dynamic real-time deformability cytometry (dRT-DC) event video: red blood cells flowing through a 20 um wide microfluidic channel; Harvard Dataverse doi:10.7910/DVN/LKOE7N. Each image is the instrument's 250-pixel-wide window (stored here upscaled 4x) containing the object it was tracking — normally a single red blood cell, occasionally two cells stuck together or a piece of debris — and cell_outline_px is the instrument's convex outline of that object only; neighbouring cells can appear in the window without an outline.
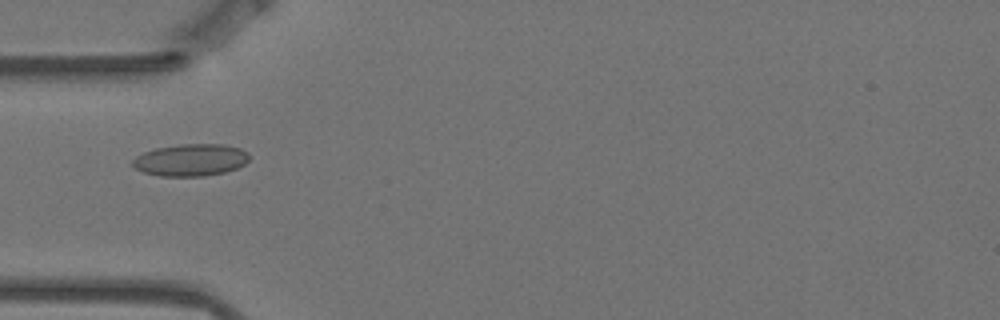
{"species": "Egyptian fruit bat (a non-hibernating species)", "species_latin": "Rousettus aegyptiacus", "temperature_condition": "warm", "stored_images_in_passage": 6, "camera_frame_rate_fps": 3000, "um_per_image_px": 0.085, "animal": {"sex": "female"}, "frame": {"image": 1, "passage_image": 4, "time_ms": 1.0, "image_size_px": [1000, 320], "cell_outline_px": [[248, 160], [244, 164], [236, 168], [224, 172], [204, 176], [160, 176], [144, 172], [136, 168], [132, 164], [132, 160], [136, 156], [144, 152], [156, 148], [180, 144], [224, 144], [240, 148], [248, 152]], "centroid_in_image_um": [16.21, 13.59], "position_along_channel_um": 68.8, "area_um2": 21.73}}
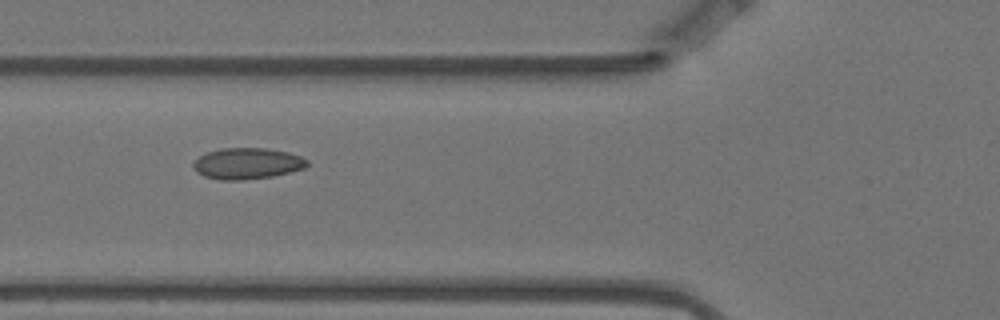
{"frame": {"image": 2, "passage_image": 5, "time_ms": 1.333, "image_size_px": [1000, 320], "cell_outline_px": [[308, 164], [304, 168], [272, 176], [244, 180], [220, 180], [204, 176], [196, 172], [192, 164], [200, 156], [208, 152], [220, 148], [268, 148], [288, 152], [300, 156], [308, 160]], "centroid_in_image_um": [21.0, 13.89], "position_along_channel_um": 104.8, "area_um2": 20.63}}
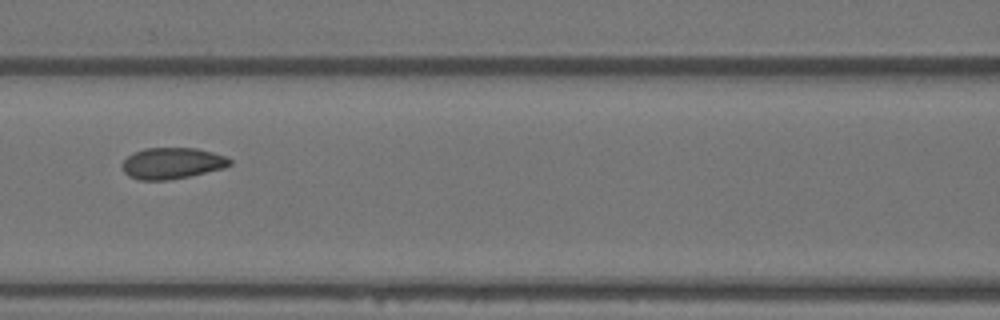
{"frame": {"image": 3, "passage_image": 6, "time_ms": 1.667, "image_size_px": [1000, 320], "cell_outline_px": [[232, 164], [224, 168], [188, 176], [168, 180], [140, 180], [128, 176], [124, 172], [124, 160], [132, 152], [144, 148], [196, 148], [212, 152], [224, 156], [232, 160]], "centroid_in_image_um": [14.63, 13.87], "position_along_channel_um": 152.0, "area_um2": 19.48}}